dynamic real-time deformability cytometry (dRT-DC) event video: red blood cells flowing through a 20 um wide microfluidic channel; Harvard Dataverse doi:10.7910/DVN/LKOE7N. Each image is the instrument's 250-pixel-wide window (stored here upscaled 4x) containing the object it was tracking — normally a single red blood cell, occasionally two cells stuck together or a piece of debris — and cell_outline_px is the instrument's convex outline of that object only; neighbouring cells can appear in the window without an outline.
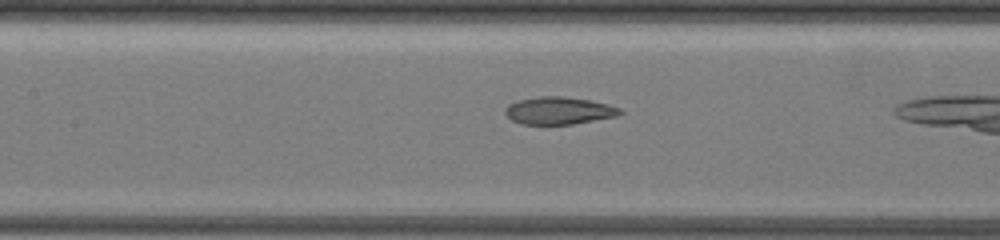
{"species": "common noctule bat (a hibernating species)", "species_latin": "Nyctalus noctula", "temperature_condition": "warm", "stored_images_in_passage": 15, "camera_frame_rate_fps": 3000, "um_per_image_px": 0.085, "animal": {"sex": "female", "body_mass_g": 19.5, "forearm_length_mm": 54.1}, "frame": {"image": 1, "passage_image": 7, "time_ms": 2.333, "image_size_px": [1000, 240], "cell_outline_px": [[624, 112], [616, 116], [572, 124], [520, 124], [512, 120], [504, 112], [504, 108], [508, 104], [520, 100], [540, 96], [560, 96], [588, 100], [608, 104], [620, 108]], "centroid_in_image_um": [47.48, 9.4], "position_along_channel_um": 159.9, "area_um2": 18.21}}
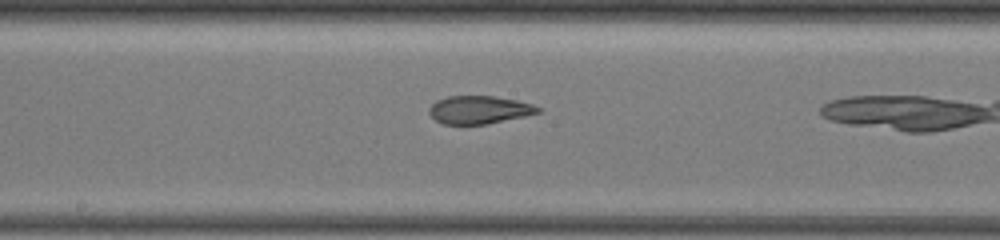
{"frame": {"image": 2, "passage_image": 11, "time_ms": 3.667, "image_size_px": [1000, 240], "cell_outline_px": [[540, 112], [524, 116], [488, 124], [444, 124], [436, 120], [428, 112], [428, 108], [436, 100], [448, 96], [492, 96], [516, 100], [532, 104], [540, 108]], "centroid_in_image_um": [40.7, 9.33], "position_along_channel_um": 207.5, "area_um2": 17.63}}
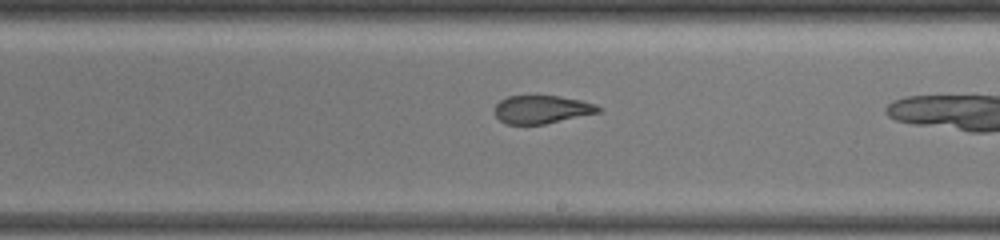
{"frame": {"image": 3, "passage_image": 13, "time_ms": 4.667, "image_size_px": [1000, 240], "cell_outline_px": [[604, 108], [600, 112], [544, 124], [504, 124], [496, 116], [496, 104], [500, 100], [508, 96], [560, 96], [580, 100], [596, 104]], "centroid_in_image_um": [46.08, 9.3], "position_along_channel_um": 242.9, "area_um2": 16.94}}